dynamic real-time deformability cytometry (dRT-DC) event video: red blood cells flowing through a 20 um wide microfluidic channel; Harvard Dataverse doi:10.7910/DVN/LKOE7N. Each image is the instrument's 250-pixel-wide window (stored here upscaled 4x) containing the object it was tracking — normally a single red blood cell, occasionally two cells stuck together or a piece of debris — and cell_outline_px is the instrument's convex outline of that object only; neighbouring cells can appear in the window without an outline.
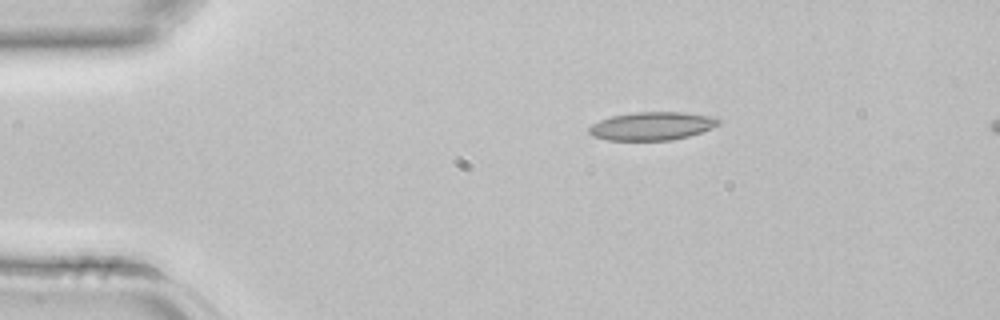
{"species": "common noctule bat (a hibernating species)", "species_latin": "Nyctalus noctula", "temperature_condition": "room temperature", "stored_images_in_passage": 3, "segment_of_instrument_passage": [1, 2], "camera_frame_rate_fps": 3000, "um_per_image_px": 0.085, "animal": {"sex": "female", "body_mass_g": 22.7, "forearm_length_mm": 54.2}, "frame": {"image": 1, "passage_image": 1, "time_ms": 0.0, "image_size_px": [1000, 320], "cell_outline_px": [[720, 124], [712, 128], [688, 136], [672, 140], [608, 140], [592, 136], [588, 132], [588, 128], [592, 124], [600, 120], [612, 116], [636, 112], [684, 112], [716, 116], [720, 120]], "centroid_in_image_um": [55.44, 10.71], "position_along_channel_um": 29.6, "area_um2": 21.39}}